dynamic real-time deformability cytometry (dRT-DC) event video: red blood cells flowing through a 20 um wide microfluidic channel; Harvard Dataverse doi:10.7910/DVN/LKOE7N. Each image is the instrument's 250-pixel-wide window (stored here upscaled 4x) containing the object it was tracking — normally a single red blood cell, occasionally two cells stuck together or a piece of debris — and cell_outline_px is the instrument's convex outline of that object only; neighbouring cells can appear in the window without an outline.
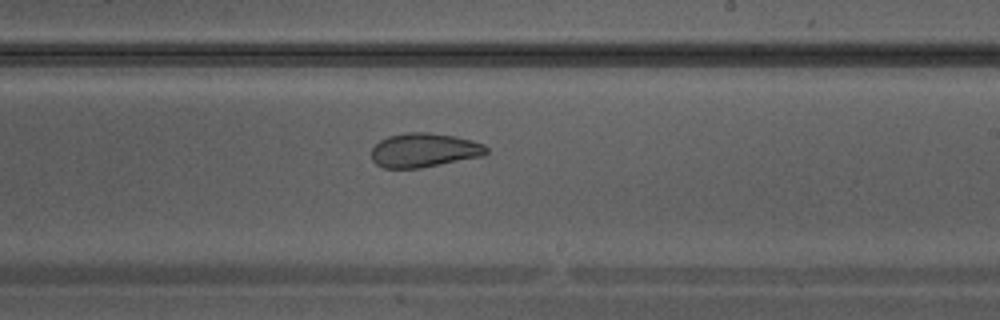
{"species": "Egyptian fruit bat (a non-hibernating species)", "species_latin": "Rousettus aegyptiacus", "temperature_condition": "warm", "stored_images_in_passage": 26, "camera_frame_rate_fps": 3000, "um_per_image_px": 0.085, "animal": {"sex": "male"}, "frame": {"image": 1, "passage_image": 12, "time_ms": 3.667, "image_size_px": [1000, 320], "cell_outline_px": [[488, 152], [484, 156], [420, 168], [384, 168], [376, 164], [372, 160], [372, 148], [380, 140], [388, 136], [404, 132], [428, 132], [452, 136], [472, 140], [484, 144], [488, 148]], "centroid_in_image_um": [36.06, 12.76], "position_along_channel_um": 252.9, "area_um2": 22.95}}